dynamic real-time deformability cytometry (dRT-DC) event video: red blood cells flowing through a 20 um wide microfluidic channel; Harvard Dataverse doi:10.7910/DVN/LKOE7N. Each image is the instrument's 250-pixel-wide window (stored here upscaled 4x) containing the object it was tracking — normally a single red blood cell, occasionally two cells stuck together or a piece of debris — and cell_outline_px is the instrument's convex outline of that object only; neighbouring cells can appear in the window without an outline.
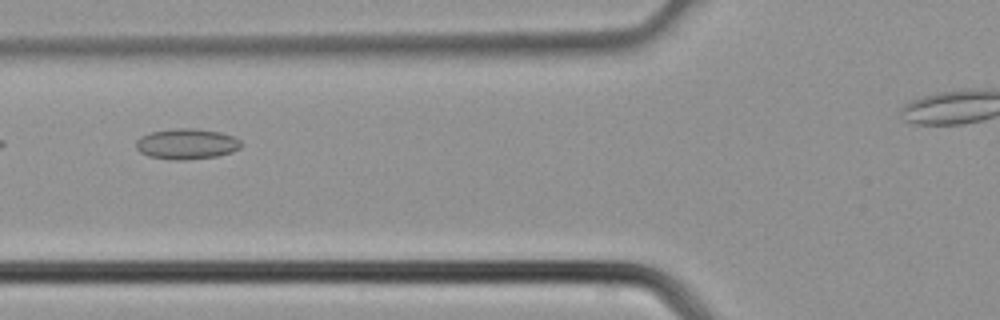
{"species": "common noctule bat (a hibernating species)", "species_latin": "Nyctalus noctula", "temperature_condition": "cold", "stored_images_in_passage": 2, "camera_frame_rate_fps": 3000, "um_per_image_px": 0.085, "animal": {"sex": "male", "body_mass_g": 21.5, "forearm_length_mm": 52.0}, "frame": {"image": 1, "passage_image": 2, "time_ms": 0.333, "image_size_px": [1000, 320], "cell_outline_px": [[240, 148], [232, 152], [216, 156], [184, 160], [172, 160], [148, 156], [140, 152], [136, 148], [136, 140], [140, 136], [152, 132], [176, 128], [192, 128], [220, 132], [232, 136], [240, 140]], "centroid_in_image_um": [15.84, 12.24], "position_along_channel_um": 110.0, "area_um2": 18.67}}